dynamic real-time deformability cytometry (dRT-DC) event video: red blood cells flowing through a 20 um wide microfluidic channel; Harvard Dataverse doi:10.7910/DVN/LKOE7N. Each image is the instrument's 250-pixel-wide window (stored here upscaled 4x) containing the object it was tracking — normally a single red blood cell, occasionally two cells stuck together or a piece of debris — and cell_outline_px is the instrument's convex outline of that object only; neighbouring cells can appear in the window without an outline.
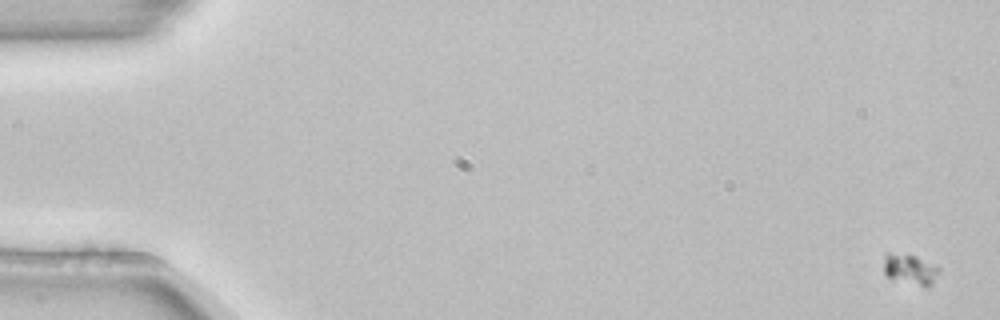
{"species": "common noctule bat (a hibernating species)", "species_latin": "Nyctalus noctula", "temperature_condition": "room temperature", "stored_images_in_passage": 12, "camera_frame_rate_fps": 3000, "um_per_image_px": 0.085, "animal": {"sex": "female", "body_mass_g": 22.7, "forearm_length_mm": 54.2}, "frame": {"image": 1, "passage_image": 2, "time_ms": 0.333, "image_size_px": [1000, 320], "cell_outline_px": [[940, 272], [932, 284], [928, 288], [924, 288], [892, 280], [884, 272], [884, 252], [888, 252], [916, 256], [940, 268]], "centroid_in_image_um": [77.36, 22.93], "position_along_channel_um": 7.6, "area_um2": 10.17}}